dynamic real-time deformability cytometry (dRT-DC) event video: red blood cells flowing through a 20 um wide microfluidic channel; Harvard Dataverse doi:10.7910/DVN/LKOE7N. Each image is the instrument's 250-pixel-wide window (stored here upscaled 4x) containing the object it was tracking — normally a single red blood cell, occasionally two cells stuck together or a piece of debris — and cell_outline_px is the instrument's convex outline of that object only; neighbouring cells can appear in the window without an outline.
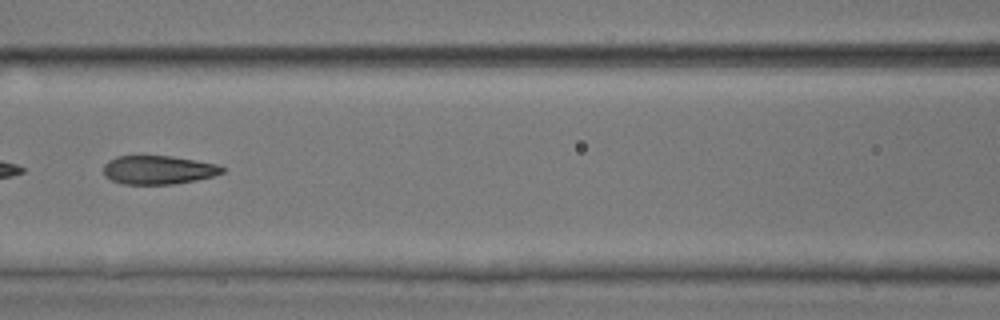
{"species": "common noctule bat (a hibernating species)", "species_latin": "Nyctalus noctula", "temperature_condition": "room temperature", "stored_images_in_passage": 23, "camera_frame_rate_fps": 3000, "um_per_image_px": 0.085, "animal": {"sex": "male", "body_mass_g": 17.9, "forearm_length_mm": 54.2}, "frame": {"image": 1, "passage_image": 14, "time_ms": 4.333, "image_size_px": [1000, 320], "cell_outline_px": [[224, 172], [212, 176], [196, 180], [172, 184], [120, 184], [104, 176], [104, 164], [108, 160], [116, 156], [172, 156], [216, 164], [224, 168]], "centroid_in_image_um": [13.41, 14.44], "position_along_channel_um": 153.2, "area_um2": 19.77}}